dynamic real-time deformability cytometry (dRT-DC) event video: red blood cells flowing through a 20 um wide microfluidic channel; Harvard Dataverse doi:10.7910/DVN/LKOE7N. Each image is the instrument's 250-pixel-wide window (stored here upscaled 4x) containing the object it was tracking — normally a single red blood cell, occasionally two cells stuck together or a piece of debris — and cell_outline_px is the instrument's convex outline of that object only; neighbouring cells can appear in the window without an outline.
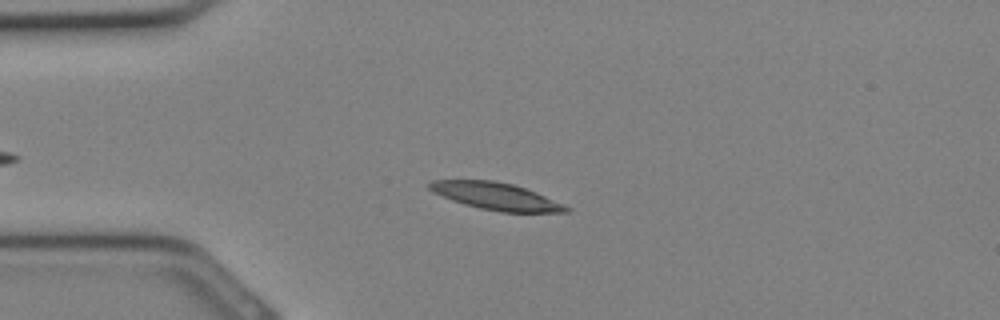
{"species": "Egyptian fruit bat (a non-hibernating species)", "species_latin": "Rousettus aegyptiacus", "temperature_condition": "cold", "stored_images_in_passage": 28, "camera_frame_rate_fps": 3000, "um_per_image_px": 0.085, "animal": {"sex": "female"}, "frame": {"image": 1, "passage_image": 7, "time_ms": 2.0, "image_size_px": [1000, 320], "cell_outline_px": [[572, 208], [568, 212], [500, 212], [480, 208], [464, 204], [452, 200], [432, 192], [424, 184], [432, 180], [492, 180], [512, 184], [536, 192], [564, 204]], "centroid_in_image_um": [42.13, 16.68], "position_along_channel_um": 42.9, "area_um2": 21.68}}
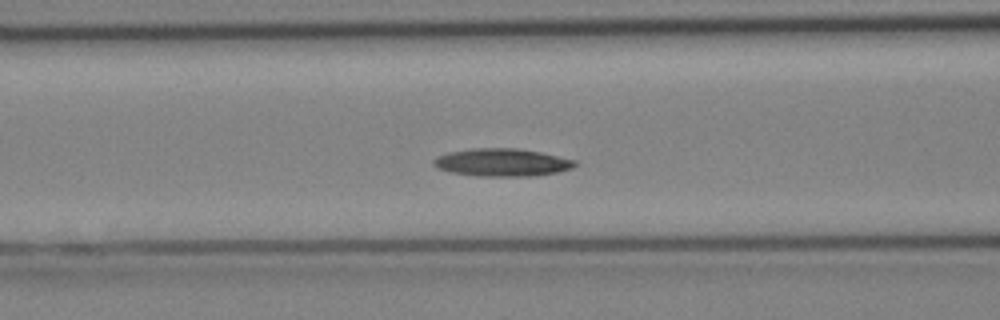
{"frame": {"image": 2, "passage_image": 12, "time_ms": 3.667, "image_size_px": [1000, 320], "cell_outline_px": [[576, 164], [572, 168], [556, 172], [528, 176], [480, 176], [452, 172], [436, 168], [432, 164], [432, 160], [436, 156], [448, 152], [472, 148], [516, 148], [540, 152], [576, 160]], "centroid_in_image_um": [42.62, 13.79], "position_along_channel_um": 124.0, "area_um2": 22.77}}
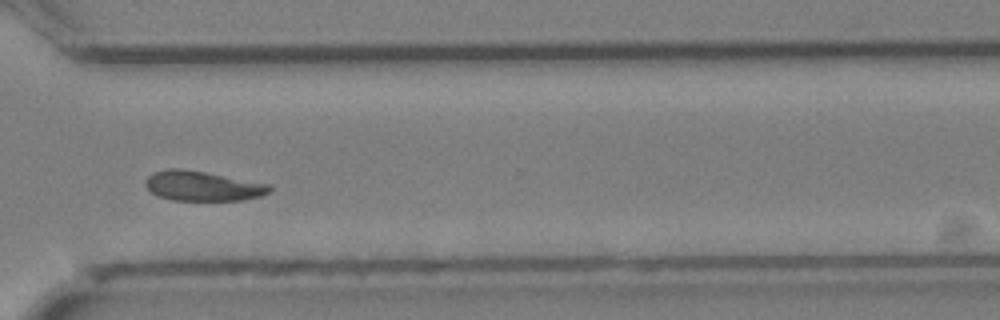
{"frame": {"image": 3, "passage_image": 23, "time_ms": 7.333, "image_size_px": [1000, 320], "cell_outline_px": [[272, 188], [268, 192], [260, 196], [244, 200], [172, 200], [156, 196], [144, 184], [144, 180], [152, 172], [168, 168], [180, 168], [204, 172], [272, 184]], "centroid_in_image_um": [17.2, 15.8], "position_along_channel_um": 353.4, "area_um2": 21.68}}